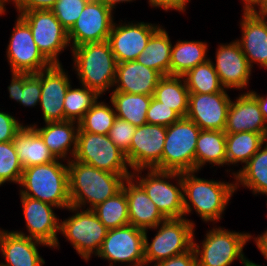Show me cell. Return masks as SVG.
I'll use <instances>...</instances> for the list:
<instances>
[{
  "mask_svg": "<svg viewBox=\"0 0 267 266\" xmlns=\"http://www.w3.org/2000/svg\"><path fill=\"white\" fill-rule=\"evenodd\" d=\"M194 238L193 236L197 266H230L236 259L246 266L250 261L243 252L246 243L253 238L250 233H239L216 226L206 232L201 246Z\"/></svg>",
  "mask_w": 267,
  "mask_h": 266,
  "instance_id": "obj_5",
  "label": "cell"
},
{
  "mask_svg": "<svg viewBox=\"0 0 267 266\" xmlns=\"http://www.w3.org/2000/svg\"><path fill=\"white\" fill-rule=\"evenodd\" d=\"M18 160L24 168L53 162L56 158L32 126H23L13 140Z\"/></svg>",
  "mask_w": 267,
  "mask_h": 266,
  "instance_id": "obj_27",
  "label": "cell"
},
{
  "mask_svg": "<svg viewBox=\"0 0 267 266\" xmlns=\"http://www.w3.org/2000/svg\"><path fill=\"white\" fill-rule=\"evenodd\" d=\"M6 55L11 73H38L52 65L38 49L29 25L19 15L11 33Z\"/></svg>",
  "mask_w": 267,
  "mask_h": 266,
  "instance_id": "obj_13",
  "label": "cell"
},
{
  "mask_svg": "<svg viewBox=\"0 0 267 266\" xmlns=\"http://www.w3.org/2000/svg\"><path fill=\"white\" fill-rule=\"evenodd\" d=\"M29 126H32L40 134L45 145L56 159L67 160L68 162L72 159L71 157H74L77 148L78 122H46L44 127L40 128L36 124Z\"/></svg>",
  "mask_w": 267,
  "mask_h": 266,
  "instance_id": "obj_26",
  "label": "cell"
},
{
  "mask_svg": "<svg viewBox=\"0 0 267 266\" xmlns=\"http://www.w3.org/2000/svg\"><path fill=\"white\" fill-rule=\"evenodd\" d=\"M72 88L70 85L64 98L65 121L79 122L93 104L101 97L95 90L80 85Z\"/></svg>",
  "mask_w": 267,
  "mask_h": 266,
  "instance_id": "obj_38",
  "label": "cell"
},
{
  "mask_svg": "<svg viewBox=\"0 0 267 266\" xmlns=\"http://www.w3.org/2000/svg\"><path fill=\"white\" fill-rule=\"evenodd\" d=\"M144 170L147 169L133 171L131 177L144 189L166 219L183 218L184 200L181 173L148 169V173L143 176L141 173ZM174 178L177 181L176 185L168 180Z\"/></svg>",
  "mask_w": 267,
  "mask_h": 266,
  "instance_id": "obj_7",
  "label": "cell"
},
{
  "mask_svg": "<svg viewBox=\"0 0 267 266\" xmlns=\"http://www.w3.org/2000/svg\"><path fill=\"white\" fill-rule=\"evenodd\" d=\"M89 0H57L51 11L60 24L69 31Z\"/></svg>",
  "mask_w": 267,
  "mask_h": 266,
  "instance_id": "obj_41",
  "label": "cell"
},
{
  "mask_svg": "<svg viewBox=\"0 0 267 266\" xmlns=\"http://www.w3.org/2000/svg\"><path fill=\"white\" fill-rule=\"evenodd\" d=\"M67 72L62 64H52L41 71L40 107L44 122H63L64 98L70 82Z\"/></svg>",
  "mask_w": 267,
  "mask_h": 266,
  "instance_id": "obj_19",
  "label": "cell"
},
{
  "mask_svg": "<svg viewBox=\"0 0 267 266\" xmlns=\"http://www.w3.org/2000/svg\"><path fill=\"white\" fill-rule=\"evenodd\" d=\"M23 170L14 142H0V186L6 182L19 184Z\"/></svg>",
  "mask_w": 267,
  "mask_h": 266,
  "instance_id": "obj_40",
  "label": "cell"
},
{
  "mask_svg": "<svg viewBox=\"0 0 267 266\" xmlns=\"http://www.w3.org/2000/svg\"><path fill=\"white\" fill-rule=\"evenodd\" d=\"M194 221L187 218L166 219L152 229H158L149 243L147 231L144 234L145 266H150L176 255L183 254L193 247ZM155 262V263H154Z\"/></svg>",
  "mask_w": 267,
  "mask_h": 266,
  "instance_id": "obj_6",
  "label": "cell"
},
{
  "mask_svg": "<svg viewBox=\"0 0 267 266\" xmlns=\"http://www.w3.org/2000/svg\"><path fill=\"white\" fill-rule=\"evenodd\" d=\"M67 210L75 213L64 221L60 220V233L70 241L73 248L89 261L92 255H97L105 239L108 229L97 218L92 210L70 206Z\"/></svg>",
  "mask_w": 267,
  "mask_h": 266,
  "instance_id": "obj_9",
  "label": "cell"
},
{
  "mask_svg": "<svg viewBox=\"0 0 267 266\" xmlns=\"http://www.w3.org/2000/svg\"><path fill=\"white\" fill-rule=\"evenodd\" d=\"M30 27L34 42L51 64H61L59 54L69 45L68 31L51 10H33L18 14Z\"/></svg>",
  "mask_w": 267,
  "mask_h": 266,
  "instance_id": "obj_12",
  "label": "cell"
},
{
  "mask_svg": "<svg viewBox=\"0 0 267 266\" xmlns=\"http://www.w3.org/2000/svg\"><path fill=\"white\" fill-rule=\"evenodd\" d=\"M266 140L267 133H226V165L246 164Z\"/></svg>",
  "mask_w": 267,
  "mask_h": 266,
  "instance_id": "obj_32",
  "label": "cell"
},
{
  "mask_svg": "<svg viewBox=\"0 0 267 266\" xmlns=\"http://www.w3.org/2000/svg\"><path fill=\"white\" fill-rule=\"evenodd\" d=\"M144 232L130 224L108 230L96 256L108 260L109 266H145Z\"/></svg>",
  "mask_w": 267,
  "mask_h": 266,
  "instance_id": "obj_11",
  "label": "cell"
},
{
  "mask_svg": "<svg viewBox=\"0 0 267 266\" xmlns=\"http://www.w3.org/2000/svg\"><path fill=\"white\" fill-rule=\"evenodd\" d=\"M74 160L92 165L102 171L119 175H131L125 153L108 135L78 131Z\"/></svg>",
  "mask_w": 267,
  "mask_h": 266,
  "instance_id": "obj_10",
  "label": "cell"
},
{
  "mask_svg": "<svg viewBox=\"0 0 267 266\" xmlns=\"http://www.w3.org/2000/svg\"><path fill=\"white\" fill-rule=\"evenodd\" d=\"M111 106L97 100L78 122V131L108 135L116 118V112L112 102Z\"/></svg>",
  "mask_w": 267,
  "mask_h": 266,
  "instance_id": "obj_39",
  "label": "cell"
},
{
  "mask_svg": "<svg viewBox=\"0 0 267 266\" xmlns=\"http://www.w3.org/2000/svg\"><path fill=\"white\" fill-rule=\"evenodd\" d=\"M240 25L242 37L237 41L249 65L252 68L257 63L267 70V17L243 8Z\"/></svg>",
  "mask_w": 267,
  "mask_h": 266,
  "instance_id": "obj_21",
  "label": "cell"
},
{
  "mask_svg": "<svg viewBox=\"0 0 267 266\" xmlns=\"http://www.w3.org/2000/svg\"><path fill=\"white\" fill-rule=\"evenodd\" d=\"M69 172L71 206L92 210L122 189L131 175L112 174L73 158L66 162ZM85 207V208H84Z\"/></svg>",
  "mask_w": 267,
  "mask_h": 266,
  "instance_id": "obj_1",
  "label": "cell"
},
{
  "mask_svg": "<svg viewBox=\"0 0 267 266\" xmlns=\"http://www.w3.org/2000/svg\"><path fill=\"white\" fill-rule=\"evenodd\" d=\"M232 175L235 179V190L242 185L255 195H267V140L250 160Z\"/></svg>",
  "mask_w": 267,
  "mask_h": 266,
  "instance_id": "obj_28",
  "label": "cell"
},
{
  "mask_svg": "<svg viewBox=\"0 0 267 266\" xmlns=\"http://www.w3.org/2000/svg\"><path fill=\"white\" fill-rule=\"evenodd\" d=\"M214 69L225 89H246L252 68L237 40L220 44L216 50Z\"/></svg>",
  "mask_w": 267,
  "mask_h": 266,
  "instance_id": "obj_20",
  "label": "cell"
},
{
  "mask_svg": "<svg viewBox=\"0 0 267 266\" xmlns=\"http://www.w3.org/2000/svg\"><path fill=\"white\" fill-rule=\"evenodd\" d=\"M225 147V131L201 129L196 144L195 171L199 172L205 163L213 166L226 165Z\"/></svg>",
  "mask_w": 267,
  "mask_h": 266,
  "instance_id": "obj_31",
  "label": "cell"
},
{
  "mask_svg": "<svg viewBox=\"0 0 267 266\" xmlns=\"http://www.w3.org/2000/svg\"><path fill=\"white\" fill-rule=\"evenodd\" d=\"M113 13L100 1L89 0L68 31L70 50L85 43L107 41L114 23Z\"/></svg>",
  "mask_w": 267,
  "mask_h": 266,
  "instance_id": "obj_15",
  "label": "cell"
},
{
  "mask_svg": "<svg viewBox=\"0 0 267 266\" xmlns=\"http://www.w3.org/2000/svg\"><path fill=\"white\" fill-rule=\"evenodd\" d=\"M243 1V8H248L255 0H242Z\"/></svg>",
  "mask_w": 267,
  "mask_h": 266,
  "instance_id": "obj_53",
  "label": "cell"
},
{
  "mask_svg": "<svg viewBox=\"0 0 267 266\" xmlns=\"http://www.w3.org/2000/svg\"><path fill=\"white\" fill-rule=\"evenodd\" d=\"M57 0H13L18 14L33 10H51Z\"/></svg>",
  "mask_w": 267,
  "mask_h": 266,
  "instance_id": "obj_45",
  "label": "cell"
},
{
  "mask_svg": "<svg viewBox=\"0 0 267 266\" xmlns=\"http://www.w3.org/2000/svg\"><path fill=\"white\" fill-rule=\"evenodd\" d=\"M11 83L7 87L9 97L26 107L40 103L41 71L38 73L12 72Z\"/></svg>",
  "mask_w": 267,
  "mask_h": 266,
  "instance_id": "obj_35",
  "label": "cell"
},
{
  "mask_svg": "<svg viewBox=\"0 0 267 266\" xmlns=\"http://www.w3.org/2000/svg\"><path fill=\"white\" fill-rule=\"evenodd\" d=\"M24 219L26 222V233L14 231L23 236L39 240L53 248L59 250V240L57 233H60V219L55 215L53 209L57 207L28 196H20Z\"/></svg>",
  "mask_w": 267,
  "mask_h": 266,
  "instance_id": "obj_16",
  "label": "cell"
},
{
  "mask_svg": "<svg viewBox=\"0 0 267 266\" xmlns=\"http://www.w3.org/2000/svg\"><path fill=\"white\" fill-rule=\"evenodd\" d=\"M201 129L191 120L181 118L166 127L162 170L189 172L195 170V152Z\"/></svg>",
  "mask_w": 267,
  "mask_h": 266,
  "instance_id": "obj_8",
  "label": "cell"
},
{
  "mask_svg": "<svg viewBox=\"0 0 267 266\" xmlns=\"http://www.w3.org/2000/svg\"><path fill=\"white\" fill-rule=\"evenodd\" d=\"M106 5L107 7L111 8L113 11L115 7L117 6L116 4H120L121 2H133V0H97Z\"/></svg>",
  "mask_w": 267,
  "mask_h": 266,
  "instance_id": "obj_51",
  "label": "cell"
},
{
  "mask_svg": "<svg viewBox=\"0 0 267 266\" xmlns=\"http://www.w3.org/2000/svg\"><path fill=\"white\" fill-rule=\"evenodd\" d=\"M182 77L189 93L211 94L227 90L221 84L211 59L193 67Z\"/></svg>",
  "mask_w": 267,
  "mask_h": 266,
  "instance_id": "obj_36",
  "label": "cell"
},
{
  "mask_svg": "<svg viewBox=\"0 0 267 266\" xmlns=\"http://www.w3.org/2000/svg\"><path fill=\"white\" fill-rule=\"evenodd\" d=\"M195 173L198 171L181 173L184 218L195 210L204 222L217 223L236 191L235 182L199 178Z\"/></svg>",
  "mask_w": 267,
  "mask_h": 266,
  "instance_id": "obj_2",
  "label": "cell"
},
{
  "mask_svg": "<svg viewBox=\"0 0 267 266\" xmlns=\"http://www.w3.org/2000/svg\"><path fill=\"white\" fill-rule=\"evenodd\" d=\"M190 2V0H148V3L152 8L156 7L168 10H176L184 13L186 11V6Z\"/></svg>",
  "mask_w": 267,
  "mask_h": 266,
  "instance_id": "obj_47",
  "label": "cell"
},
{
  "mask_svg": "<svg viewBox=\"0 0 267 266\" xmlns=\"http://www.w3.org/2000/svg\"><path fill=\"white\" fill-rule=\"evenodd\" d=\"M181 118L182 117L176 111L163 105V103L152 96L146 114L147 123L167 127Z\"/></svg>",
  "mask_w": 267,
  "mask_h": 266,
  "instance_id": "obj_42",
  "label": "cell"
},
{
  "mask_svg": "<svg viewBox=\"0 0 267 266\" xmlns=\"http://www.w3.org/2000/svg\"><path fill=\"white\" fill-rule=\"evenodd\" d=\"M23 126V123H19L14 116L0 111V142L13 141Z\"/></svg>",
  "mask_w": 267,
  "mask_h": 266,
  "instance_id": "obj_44",
  "label": "cell"
},
{
  "mask_svg": "<svg viewBox=\"0 0 267 266\" xmlns=\"http://www.w3.org/2000/svg\"><path fill=\"white\" fill-rule=\"evenodd\" d=\"M92 211L108 230L130 224L128 202L123 189L94 207Z\"/></svg>",
  "mask_w": 267,
  "mask_h": 266,
  "instance_id": "obj_37",
  "label": "cell"
},
{
  "mask_svg": "<svg viewBox=\"0 0 267 266\" xmlns=\"http://www.w3.org/2000/svg\"><path fill=\"white\" fill-rule=\"evenodd\" d=\"M253 240L257 249L260 250L261 254L265 257V260H267V230L257 237H254Z\"/></svg>",
  "mask_w": 267,
  "mask_h": 266,
  "instance_id": "obj_49",
  "label": "cell"
},
{
  "mask_svg": "<svg viewBox=\"0 0 267 266\" xmlns=\"http://www.w3.org/2000/svg\"><path fill=\"white\" fill-rule=\"evenodd\" d=\"M166 127L146 123L136 128L130 149L125 153L131 170H162Z\"/></svg>",
  "mask_w": 267,
  "mask_h": 266,
  "instance_id": "obj_14",
  "label": "cell"
},
{
  "mask_svg": "<svg viewBox=\"0 0 267 266\" xmlns=\"http://www.w3.org/2000/svg\"><path fill=\"white\" fill-rule=\"evenodd\" d=\"M153 97L176 111L182 118L188 112L189 90L184 78L177 75L162 76L155 88Z\"/></svg>",
  "mask_w": 267,
  "mask_h": 266,
  "instance_id": "obj_33",
  "label": "cell"
},
{
  "mask_svg": "<svg viewBox=\"0 0 267 266\" xmlns=\"http://www.w3.org/2000/svg\"><path fill=\"white\" fill-rule=\"evenodd\" d=\"M6 2L9 4L10 2H13V0H0V11L2 13H5L6 12Z\"/></svg>",
  "mask_w": 267,
  "mask_h": 266,
  "instance_id": "obj_52",
  "label": "cell"
},
{
  "mask_svg": "<svg viewBox=\"0 0 267 266\" xmlns=\"http://www.w3.org/2000/svg\"><path fill=\"white\" fill-rule=\"evenodd\" d=\"M162 75L136 60L117 63L112 91L153 96Z\"/></svg>",
  "mask_w": 267,
  "mask_h": 266,
  "instance_id": "obj_23",
  "label": "cell"
},
{
  "mask_svg": "<svg viewBox=\"0 0 267 266\" xmlns=\"http://www.w3.org/2000/svg\"><path fill=\"white\" fill-rule=\"evenodd\" d=\"M47 244L23 236L13 231L0 228V251L5 262L0 266H43L44 259L40 256L38 246Z\"/></svg>",
  "mask_w": 267,
  "mask_h": 266,
  "instance_id": "obj_22",
  "label": "cell"
},
{
  "mask_svg": "<svg viewBox=\"0 0 267 266\" xmlns=\"http://www.w3.org/2000/svg\"><path fill=\"white\" fill-rule=\"evenodd\" d=\"M71 53L81 85L95 90L100 96L113 88L117 61L108 41L85 43L72 48Z\"/></svg>",
  "mask_w": 267,
  "mask_h": 266,
  "instance_id": "obj_4",
  "label": "cell"
},
{
  "mask_svg": "<svg viewBox=\"0 0 267 266\" xmlns=\"http://www.w3.org/2000/svg\"><path fill=\"white\" fill-rule=\"evenodd\" d=\"M172 43L162 25L151 35L148 44L136 58L138 63L158 71L162 76L170 75V55Z\"/></svg>",
  "mask_w": 267,
  "mask_h": 266,
  "instance_id": "obj_29",
  "label": "cell"
},
{
  "mask_svg": "<svg viewBox=\"0 0 267 266\" xmlns=\"http://www.w3.org/2000/svg\"><path fill=\"white\" fill-rule=\"evenodd\" d=\"M152 266H197V257L194 248L189 251L160 261Z\"/></svg>",
  "mask_w": 267,
  "mask_h": 266,
  "instance_id": "obj_46",
  "label": "cell"
},
{
  "mask_svg": "<svg viewBox=\"0 0 267 266\" xmlns=\"http://www.w3.org/2000/svg\"><path fill=\"white\" fill-rule=\"evenodd\" d=\"M207 42L178 40L171 47L170 75L183 76L193 67L210 59Z\"/></svg>",
  "mask_w": 267,
  "mask_h": 266,
  "instance_id": "obj_30",
  "label": "cell"
},
{
  "mask_svg": "<svg viewBox=\"0 0 267 266\" xmlns=\"http://www.w3.org/2000/svg\"><path fill=\"white\" fill-rule=\"evenodd\" d=\"M136 128L126 120L116 117L108 136L120 150L126 153L130 149Z\"/></svg>",
  "mask_w": 267,
  "mask_h": 266,
  "instance_id": "obj_43",
  "label": "cell"
},
{
  "mask_svg": "<svg viewBox=\"0 0 267 266\" xmlns=\"http://www.w3.org/2000/svg\"><path fill=\"white\" fill-rule=\"evenodd\" d=\"M224 131L267 133V123L259 104L249 92L239 95L235 101L231 100Z\"/></svg>",
  "mask_w": 267,
  "mask_h": 266,
  "instance_id": "obj_24",
  "label": "cell"
},
{
  "mask_svg": "<svg viewBox=\"0 0 267 266\" xmlns=\"http://www.w3.org/2000/svg\"><path fill=\"white\" fill-rule=\"evenodd\" d=\"M248 9L257 15L267 17V0H255L248 7ZM257 9H258V11H257Z\"/></svg>",
  "mask_w": 267,
  "mask_h": 266,
  "instance_id": "obj_48",
  "label": "cell"
},
{
  "mask_svg": "<svg viewBox=\"0 0 267 266\" xmlns=\"http://www.w3.org/2000/svg\"><path fill=\"white\" fill-rule=\"evenodd\" d=\"M231 98L227 91L189 93L186 118L202 130L224 131Z\"/></svg>",
  "mask_w": 267,
  "mask_h": 266,
  "instance_id": "obj_18",
  "label": "cell"
},
{
  "mask_svg": "<svg viewBox=\"0 0 267 266\" xmlns=\"http://www.w3.org/2000/svg\"><path fill=\"white\" fill-rule=\"evenodd\" d=\"M247 92H249L257 100L260 110L262 112V115L264 117V120L267 123V95L266 96L259 95L257 94L256 91H253V90L251 91L249 90Z\"/></svg>",
  "mask_w": 267,
  "mask_h": 266,
  "instance_id": "obj_50",
  "label": "cell"
},
{
  "mask_svg": "<svg viewBox=\"0 0 267 266\" xmlns=\"http://www.w3.org/2000/svg\"><path fill=\"white\" fill-rule=\"evenodd\" d=\"M60 159L24 168L19 183L20 196H28L57 208L71 206L68 165Z\"/></svg>",
  "mask_w": 267,
  "mask_h": 266,
  "instance_id": "obj_3",
  "label": "cell"
},
{
  "mask_svg": "<svg viewBox=\"0 0 267 266\" xmlns=\"http://www.w3.org/2000/svg\"><path fill=\"white\" fill-rule=\"evenodd\" d=\"M122 189L128 202L130 225L148 230L166 220L144 189L132 177L124 180Z\"/></svg>",
  "mask_w": 267,
  "mask_h": 266,
  "instance_id": "obj_25",
  "label": "cell"
},
{
  "mask_svg": "<svg viewBox=\"0 0 267 266\" xmlns=\"http://www.w3.org/2000/svg\"><path fill=\"white\" fill-rule=\"evenodd\" d=\"M110 94V102L113 103L116 117L126 120L135 127L147 123L146 114L152 96L119 91H112Z\"/></svg>",
  "mask_w": 267,
  "mask_h": 266,
  "instance_id": "obj_34",
  "label": "cell"
},
{
  "mask_svg": "<svg viewBox=\"0 0 267 266\" xmlns=\"http://www.w3.org/2000/svg\"><path fill=\"white\" fill-rule=\"evenodd\" d=\"M159 27L148 22H114L107 41L117 63L136 60Z\"/></svg>",
  "mask_w": 267,
  "mask_h": 266,
  "instance_id": "obj_17",
  "label": "cell"
}]
</instances>
